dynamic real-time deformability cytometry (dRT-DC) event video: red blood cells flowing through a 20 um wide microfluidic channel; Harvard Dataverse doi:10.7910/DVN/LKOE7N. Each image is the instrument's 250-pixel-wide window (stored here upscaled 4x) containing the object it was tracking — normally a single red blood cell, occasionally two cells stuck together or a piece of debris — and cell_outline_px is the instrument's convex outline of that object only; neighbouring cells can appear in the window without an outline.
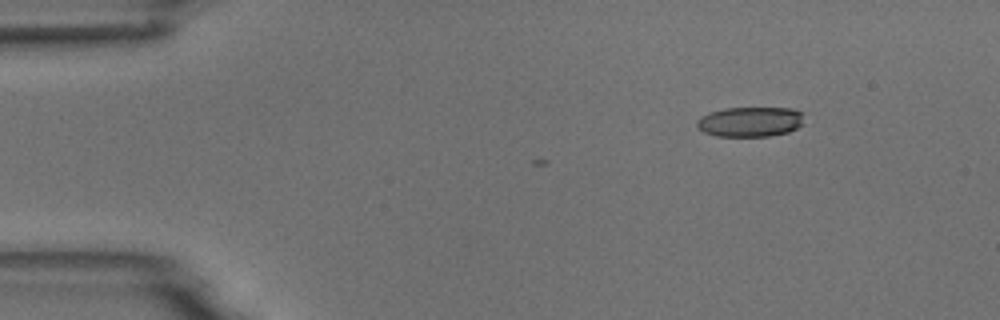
{"species": "common noctule bat (a hibernating species)", "species_latin": "Nyctalus noctula", "temperature_condition": "room temperature", "stored_images_in_passage": 3, "camera_frame_rate_fps": 3000, "um_per_image_px": 0.085, "animal": {"sex": "male", "body_mass_g": 18.8}, "frame": {"image": 1, "passage_image": 3, "time_ms": 2.333, "image_size_px": [1000, 320], "cell_outline_px": [[804, 124], [788, 132], [768, 136], [716, 136], [704, 132], [696, 124], [696, 120], [700, 116], [708, 112], [724, 108], [792, 108], [804, 112]], "centroid_in_image_um": [63.79, 10.34], "position_along_channel_um": 21.2, "area_um2": 18.96}}